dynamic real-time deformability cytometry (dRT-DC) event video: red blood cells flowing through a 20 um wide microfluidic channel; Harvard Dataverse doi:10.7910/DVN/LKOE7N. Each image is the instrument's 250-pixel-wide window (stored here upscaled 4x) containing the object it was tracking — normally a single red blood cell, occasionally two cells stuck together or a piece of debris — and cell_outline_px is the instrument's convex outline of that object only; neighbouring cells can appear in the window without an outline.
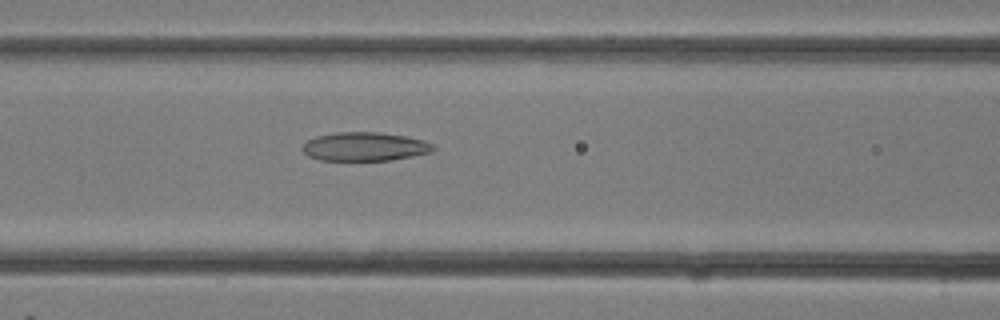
{"species": "common noctule bat (a hibernating species)", "species_latin": "Nyctalus noctula", "temperature_condition": "room temperature", "stored_images_in_passage": 23, "camera_frame_rate_fps": 3000, "um_per_image_px": 0.085, "animal": {"sex": "female"}, "frame": {"image": 1, "passage_image": 7, "time_ms": 2.0, "image_size_px": [1000, 320], "cell_outline_px": [[436, 148], [432, 152], [412, 156], [388, 160], [320, 160], [308, 156], [300, 148], [308, 140], [316, 136], [336, 132], [376, 132], [404, 136], [424, 140], [432, 144]], "centroid_in_image_um": [30.99, 12.46], "position_along_channel_um": 135.6, "area_um2": 21.79}}
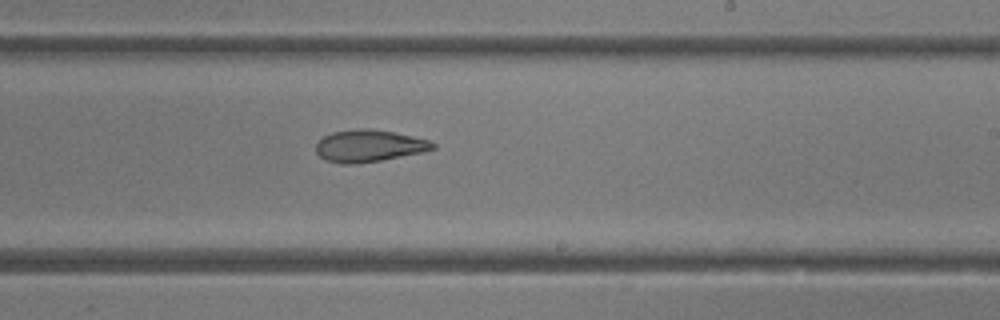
{"frame": {"image": 2, "passage_image": 12, "time_ms": 3.667, "image_size_px": [1000, 320], "cell_outline_px": [[436, 148], [424, 152], [380, 160], [352, 164], [340, 164], [324, 160], [316, 152], [316, 144], [324, 136], [332, 132], [364, 128], [368, 128], [392, 132], [412, 136], [428, 140], [436, 144]], "centroid_in_image_um": [31.36, 12.4], "position_along_channel_um": 257.6, "area_um2": 21.68}}
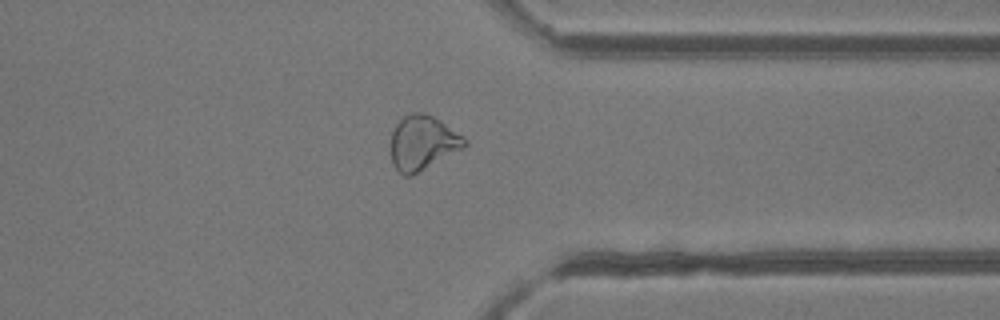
{"frame": {"image": 3, "passage_image": 17, "time_ms": 5.333, "image_size_px": [1000, 320], "cell_outline_px": [[468, 144], [464, 148], [412, 176], [404, 176], [392, 164], [388, 144], [392, 132], [396, 124], [404, 116], [416, 112], [424, 112], [440, 120], [464, 136], [468, 140]], "centroid_in_image_um": [35.91, 12.15], "position_along_channel_um": 375.5, "area_um2": 23.87}}